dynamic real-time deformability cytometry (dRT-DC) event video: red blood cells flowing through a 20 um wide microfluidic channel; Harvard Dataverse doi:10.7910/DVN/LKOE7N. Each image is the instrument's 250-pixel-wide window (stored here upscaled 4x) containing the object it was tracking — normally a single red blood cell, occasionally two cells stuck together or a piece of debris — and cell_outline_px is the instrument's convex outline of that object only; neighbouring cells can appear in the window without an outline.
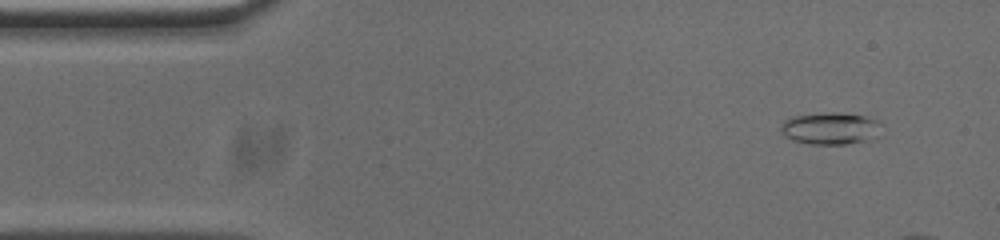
{"species": "common noctule bat (a hibernating species)", "species_latin": "Nyctalus noctula", "temperature_condition": "cold", "stored_images_in_passage": 13, "camera_frame_rate_fps": 3000, "um_per_image_px": 0.085, "animal": {"sex": "male", "body_mass_g": 20.0, "forearm_length_mm": 53.3}, "frame": {"image": 1, "passage_image": 4, "time_ms": 1.0, "image_size_px": [1000, 240], "cell_outline_px": [[884, 124], [868, 140], [848, 144], [812, 144], [792, 140], [784, 136], [780, 132], [780, 128], [784, 120], [792, 116], [832, 112], [836, 112], [864, 116], [880, 120]], "centroid_in_image_um": [70.56, 10.91], "position_along_channel_um": 14.4, "area_um2": 18.79}}